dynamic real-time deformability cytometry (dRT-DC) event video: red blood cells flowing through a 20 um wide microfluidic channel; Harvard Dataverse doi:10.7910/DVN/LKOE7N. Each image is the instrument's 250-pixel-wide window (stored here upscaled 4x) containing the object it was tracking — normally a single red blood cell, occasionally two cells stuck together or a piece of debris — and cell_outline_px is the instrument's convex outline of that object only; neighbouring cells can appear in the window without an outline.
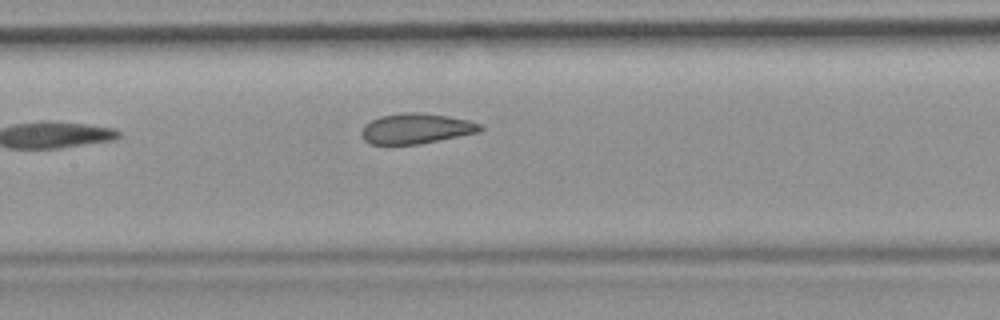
{"species": "common noctule bat (a hibernating species)", "species_latin": "Nyctalus noctula", "temperature_condition": "room temperature", "stored_images_in_passage": 4, "camera_frame_rate_fps": 3000, "um_per_image_px": 0.085, "animal": {"sex": "female", "body_mass_g": 19.9}, "frame": {"image": 1, "passage_image": 4, "time_ms": 3.333, "image_size_px": [1000, 320], "cell_outline_px": [[484, 128], [480, 132], [420, 144], [368, 144], [364, 140], [360, 132], [364, 124], [380, 116], [404, 112], [420, 112], [448, 116], [468, 120], [480, 124]], "centroid_in_image_um": [35.36, 10.93], "position_along_channel_um": 172.0, "area_um2": 21.1}}